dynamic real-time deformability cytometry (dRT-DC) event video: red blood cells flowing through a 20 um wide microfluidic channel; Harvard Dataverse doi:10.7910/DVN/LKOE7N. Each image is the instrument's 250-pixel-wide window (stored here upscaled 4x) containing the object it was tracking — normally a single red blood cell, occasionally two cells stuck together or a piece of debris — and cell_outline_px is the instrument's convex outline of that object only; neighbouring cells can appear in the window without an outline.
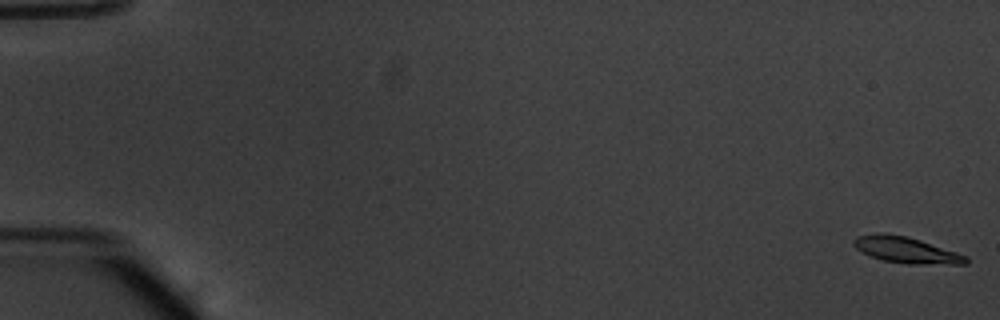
{"species": "common noctule bat (a hibernating species)", "species_latin": "Nyctalus noctula", "temperature_condition": "warm", "stored_images_in_passage": 56, "segment_of_instrument_passage": [1, 2], "camera_frame_rate_fps": 3000, "um_per_image_px": 0.085, "animal": {"sex": "male", "body_mass_g": 20.1, "forearm_length_mm": 53.5}, "frame": {"image": 1, "passage_image": 1, "time_ms": 0.0, "image_size_px": [1000, 320], "cell_outline_px": [[968, 264], [908, 264], [884, 260], [872, 256], [856, 248], [852, 240], [856, 236], [904, 236], [920, 240], [968, 256]], "centroid_in_image_um": [77.14, 21.3], "position_along_channel_um": 7.9, "area_um2": 16.18}}
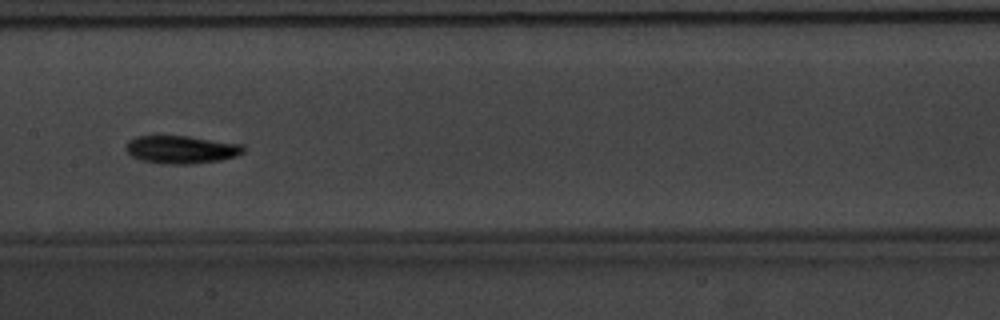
{"frame": {"image": 2, "passage_image": 29, "time_ms": 9.333, "image_size_px": [1000, 320], "cell_outline_px": [[244, 152], [236, 156], [220, 160], [192, 164], [160, 164], [140, 160], [132, 156], [124, 148], [128, 140], [136, 136], [156, 132], [188, 136], [244, 144]], "centroid_in_image_um": [15.33, 12.66], "position_along_channel_um": 192.1, "area_um2": 20.06}}
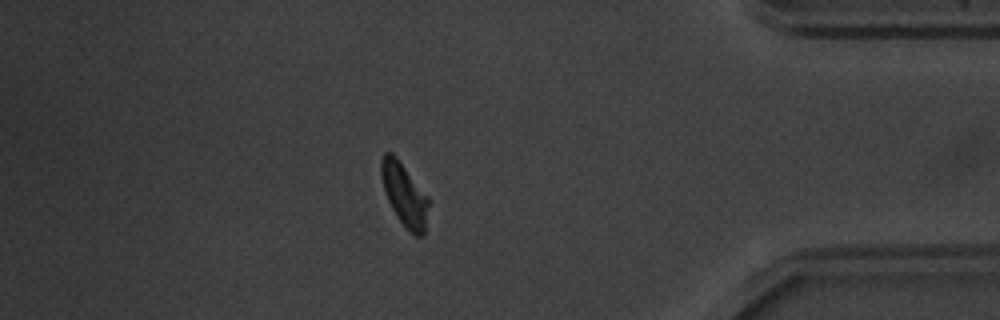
{"frame": {"image": 3, "passage_image": 48, "time_ms": 15.667, "image_size_px": [1000, 320], "cell_outline_px": [[428, 204], [424, 236], [416, 236], [396, 216], [384, 192], [380, 172], [380, 160], [384, 152], [392, 152], [396, 156], [428, 196]], "centroid_in_image_um": [34.34, 16.49], "position_along_channel_um": 400.9, "area_um2": 17.17}}